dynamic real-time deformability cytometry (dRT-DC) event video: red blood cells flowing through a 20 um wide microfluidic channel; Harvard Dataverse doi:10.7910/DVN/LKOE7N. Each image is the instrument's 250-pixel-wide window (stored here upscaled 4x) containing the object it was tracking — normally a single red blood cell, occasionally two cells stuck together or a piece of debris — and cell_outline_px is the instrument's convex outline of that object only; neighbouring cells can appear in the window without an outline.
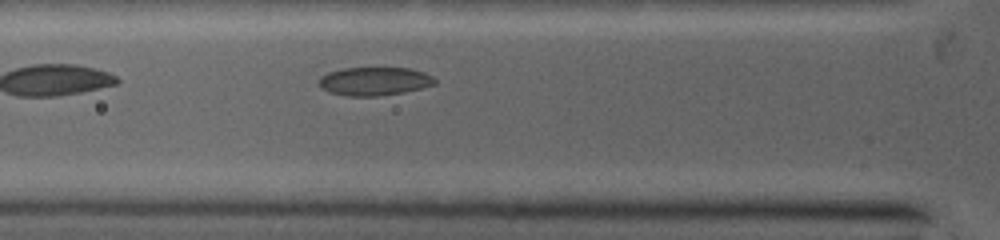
{"species": "common noctule bat (a hibernating species)", "species_latin": "Nyctalus noctula", "temperature_condition": "warm", "stored_images_in_passage": 12, "camera_frame_rate_fps": 5000, "um_per_image_px": 0.085, "animal": {"sex": "female", "body_mass_g": 19.0, "forearm_length_mm": 53.3}, "frame": {"image": 1, "passage_image": 4, "time_ms": 0.4, "image_size_px": [1000, 240], "cell_outline_px": [[436, 84], [420, 88], [400, 92], [376, 96], [348, 96], [332, 92], [324, 88], [320, 84], [320, 76], [328, 72], [344, 68], [408, 68], [424, 72], [432, 76], [436, 80]], "centroid_in_image_um": [31.85, 6.89], "position_along_channel_um": 94.0, "area_um2": 18.79}}
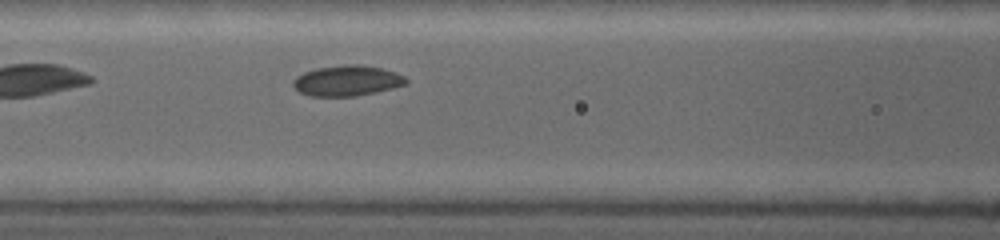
{"frame": {"image": 2, "passage_image": 9, "time_ms": 1.4, "image_size_px": [1000, 240], "cell_outline_px": [[408, 80], [404, 84], [392, 88], [356, 96], [308, 96], [300, 92], [292, 84], [296, 76], [304, 72], [316, 68], [348, 64], [360, 64], [384, 68], [404, 76]], "centroid_in_image_um": [29.48, 6.85], "position_along_channel_um": 137.1, "area_um2": 20.0}}